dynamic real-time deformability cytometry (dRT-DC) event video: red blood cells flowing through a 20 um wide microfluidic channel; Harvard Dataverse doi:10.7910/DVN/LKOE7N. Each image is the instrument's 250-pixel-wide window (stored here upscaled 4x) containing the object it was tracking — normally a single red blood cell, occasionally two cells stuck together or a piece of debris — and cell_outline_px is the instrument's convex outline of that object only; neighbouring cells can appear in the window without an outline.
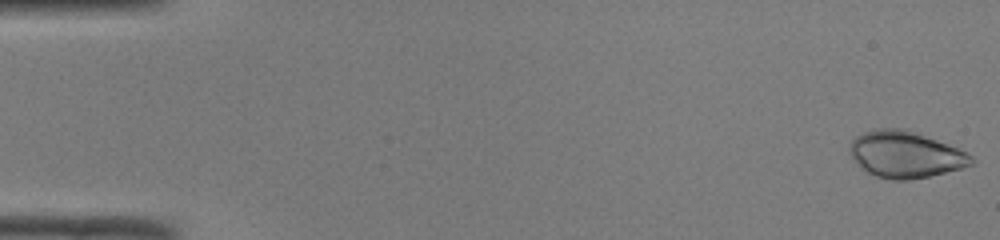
{"species": "common noctule bat (a hibernating species)", "species_latin": "Nyctalus noctula", "temperature_condition": "room temperature", "stored_images_in_passage": 49, "camera_frame_rate_fps": 3000, "um_per_image_px": 0.085, "animal": {"sex": "male", "body_mass_g": 19.0, "forearm_length_mm": 50.8}, "frame": {"image": 1, "passage_image": 1, "time_ms": 0.0, "image_size_px": [1000, 240], "cell_outline_px": [[976, 160], [972, 164], [960, 168], [928, 176], [908, 180], [892, 180], [876, 176], [860, 168], [852, 160], [848, 152], [848, 144], [856, 136], [864, 132], [876, 128], [900, 128], [936, 140], [956, 148], [972, 156]], "centroid_in_image_um": [76.87, 13.14], "position_along_channel_um": 8.1, "area_um2": 32.71}}
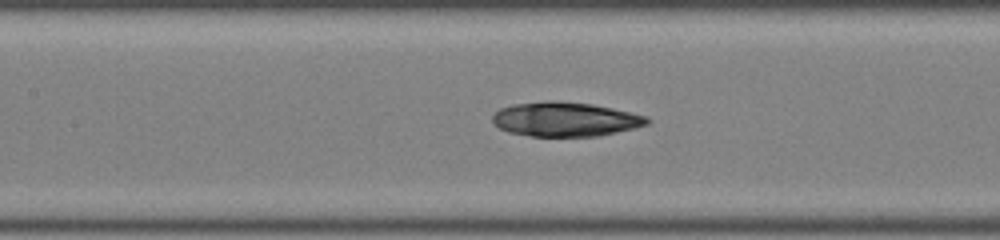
{"frame": {"image": 2, "passage_image": 23, "time_ms": 7.333, "image_size_px": [1000, 240], "cell_outline_px": [[652, 120], [648, 124], [600, 136], [532, 136], [508, 132], [500, 128], [492, 120], [492, 116], [500, 108], [512, 104], [548, 100], [552, 100], [592, 104], [612, 108], [648, 116]], "centroid_in_image_um": [48.05, 10.13], "position_along_channel_um": 159.3, "area_um2": 30.92}}
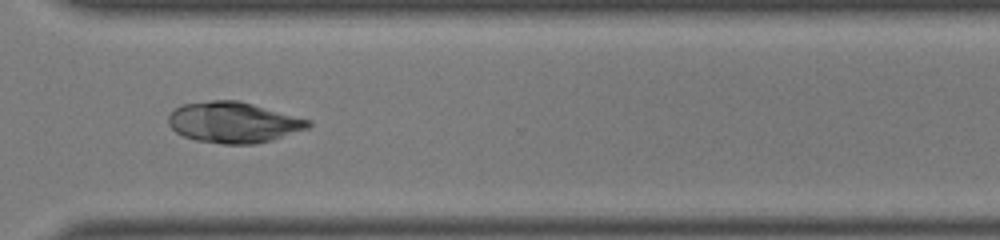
{"frame": {"image": 3, "passage_image": 37, "time_ms": 12.0, "image_size_px": [1000, 240], "cell_outline_px": [[312, 124], [308, 128], [272, 140], [256, 144], [224, 144], [196, 140], [184, 136], [176, 132], [168, 124], [168, 116], [176, 108], [184, 104], [212, 100], [236, 100], [252, 104], [312, 120]], "centroid_in_image_um": [19.86, 10.41], "position_along_channel_um": 350.7, "area_um2": 33.12}}